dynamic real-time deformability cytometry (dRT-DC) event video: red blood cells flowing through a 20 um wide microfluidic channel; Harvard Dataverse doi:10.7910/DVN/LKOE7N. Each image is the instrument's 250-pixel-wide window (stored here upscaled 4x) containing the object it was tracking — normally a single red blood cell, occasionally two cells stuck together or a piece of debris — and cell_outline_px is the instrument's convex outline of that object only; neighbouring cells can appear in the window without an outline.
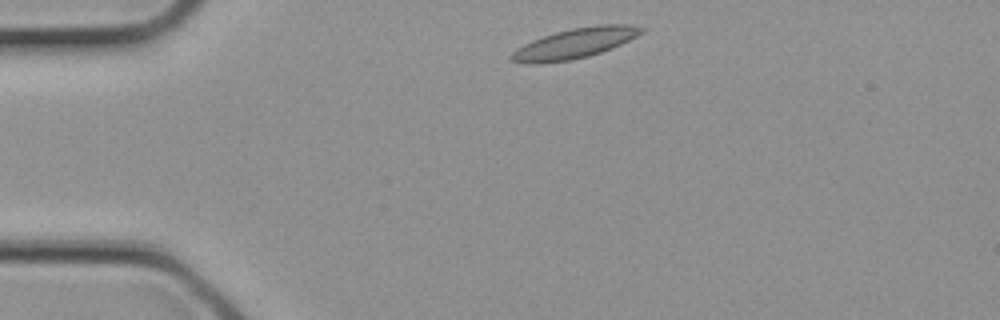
{"species": "common noctule bat (a hibernating species)", "species_latin": "Nyctalus noctula", "temperature_condition": "cold", "stored_images_in_passage": 3, "camera_frame_rate_fps": 3000, "um_per_image_px": 0.085, "animal": {"sex": "female", "body_mass_g": 21.9}, "frame": {"image": 1, "passage_image": 3, "time_ms": 0.667, "image_size_px": [1000, 320], "cell_outline_px": [[644, 32], [612, 48], [588, 56], [572, 60], [536, 64], [524, 64], [508, 60], [508, 56], [516, 48], [532, 40], [556, 32], [572, 28], [596, 24], [628, 24], [644, 28]], "centroid_in_image_um": [48.8, 3.69], "position_along_channel_um": 36.2, "area_um2": 22.95}}